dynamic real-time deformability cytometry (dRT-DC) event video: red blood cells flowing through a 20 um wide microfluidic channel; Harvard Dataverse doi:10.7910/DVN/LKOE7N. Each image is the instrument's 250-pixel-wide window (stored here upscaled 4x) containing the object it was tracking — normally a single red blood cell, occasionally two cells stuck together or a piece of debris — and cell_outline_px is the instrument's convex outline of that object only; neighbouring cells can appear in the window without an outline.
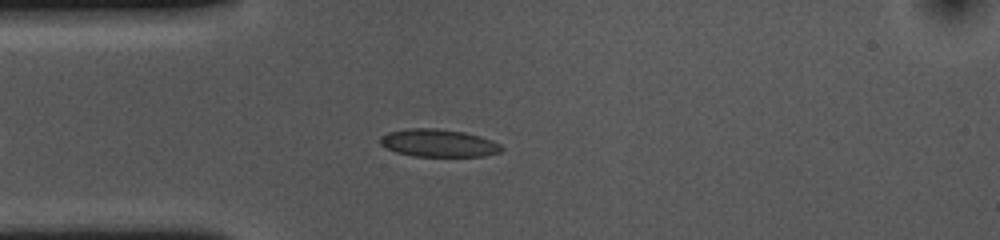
{"species": "common noctule bat (a hibernating species)", "species_latin": "Nyctalus noctula", "temperature_condition": "cold", "stored_images_in_passage": 46, "camera_frame_rate_fps": 3000, "um_per_image_px": 0.085, "animal": {"sex": "female", "body_mass_g": 10.0, "forearm_length_mm": 53.1}, "frame": {"image": 1, "passage_image": 9, "time_ms": 2.667, "image_size_px": [1000, 240], "cell_outline_px": [[504, 148], [500, 152], [484, 156], [412, 156], [396, 152], [380, 144], [380, 136], [388, 132], [408, 128], [436, 128], [464, 132], [480, 136], [492, 140], [500, 144]], "centroid_in_image_um": [37.27, 12.15], "position_along_channel_um": 47.7, "area_um2": 19.59}}
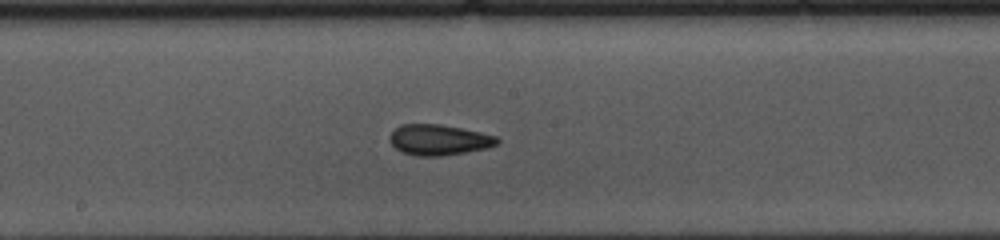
{"frame": {"image": 2, "passage_image": 23, "time_ms": 7.333, "image_size_px": [1000, 240], "cell_outline_px": [[500, 140], [496, 144], [488, 148], [440, 156], [416, 156], [404, 152], [396, 148], [388, 140], [388, 136], [400, 124], [440, 124], [480, 132], [496, 136]], "centroid_in_image_um": [37.28, 11.88], "position_along_channel_um": 210.9, "area_um2": 19.07}}
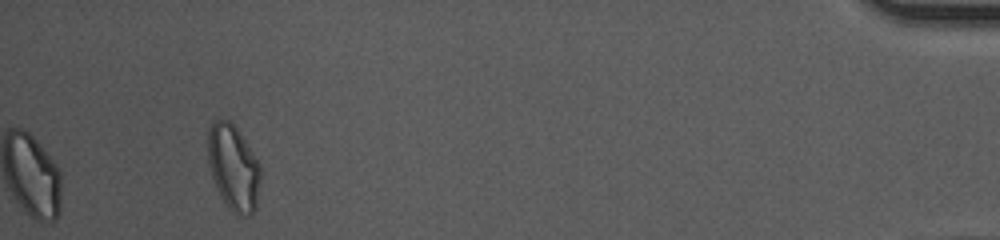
{"frame": {"image": 3, "passage_image": 46, "time_ms": 15.0, "image_size_px": [1000, 240], "cell_outline_px": [[260, 180], [256, 208], [252, 216], [236, 216], [224, 204], [212, 180], [208, 164], [208, 128], [216, 120], [228, 120], [236, 128], [260, 164]], "centroid_in_image_um": [19.83, 14.32], "position_along_channel_um": 415.4, "area_um2": 26.47}, "authors_computed_cell_mechanics": {"area_um2": 19.5364, "velocity_mm_per_s": 3.6466, "shape_relaxation_time_tau1_ms": null, "shape_relaxation_time_tau2_ms": 4.5654, "deformation_change_tau1": null, "deformation_change_tau2": 0.0688}}